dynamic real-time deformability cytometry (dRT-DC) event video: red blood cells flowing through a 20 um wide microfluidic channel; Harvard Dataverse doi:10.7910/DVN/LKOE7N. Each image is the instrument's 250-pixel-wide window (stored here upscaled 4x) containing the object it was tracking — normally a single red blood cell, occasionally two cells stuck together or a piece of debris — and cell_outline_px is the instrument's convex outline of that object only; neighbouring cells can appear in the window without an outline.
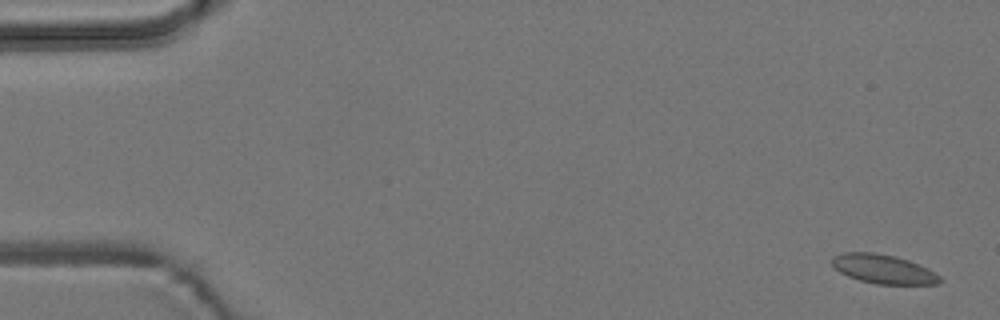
{"species": "common noctule bat (a hibernating species)", "species_latin": "Nyctalus noctula", "temperature_condition": "room temperature", "stored_images_in_passage": 6, "camera_frame_rate_fps": 3000, "um_per_image_px": 0.085, "animal": {"sex": "male", "body_mass_g": 19.2, "forearm_length_mm": 51.8}, "frame": {"image": 1, "passage_image": 1, "time_ms": 0.0, "image_size_px": [1000, 320], "cell_outline_px": [[944, 280], [940, 284], [876, 284], [860, 280], [848, 276], [840, 272], [832, 264], [832, 256], [844, 252], [872, 252], [892, 256], [908, 260], [928, 268], [936, 272]], "centroid_in_image_um": [75.12, 22.88], "position_along_channel_um": 9.9, "area_um2": 18.26}}
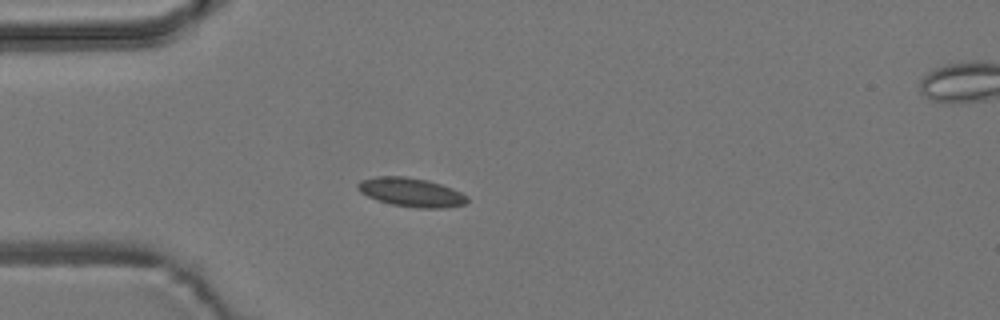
{"frame": {"image": 2, "passage_image": 5, "time_ms": 4.667, "image_size_px": [1000, 320], "cell_outline_px": [[468, 200], [464, 204], [444, 208], [416, 208], [392, 204], [376, 200], [360, 192], [356, 188], [356, 184], [360, 180], [376, 176], [404, 176], [428, 180], [452, 188], [468, 196]], "centroid_in_image_um": [34.92, 16.34], "position_along_channel_um": 50.1, "area_um2": 18.5}}